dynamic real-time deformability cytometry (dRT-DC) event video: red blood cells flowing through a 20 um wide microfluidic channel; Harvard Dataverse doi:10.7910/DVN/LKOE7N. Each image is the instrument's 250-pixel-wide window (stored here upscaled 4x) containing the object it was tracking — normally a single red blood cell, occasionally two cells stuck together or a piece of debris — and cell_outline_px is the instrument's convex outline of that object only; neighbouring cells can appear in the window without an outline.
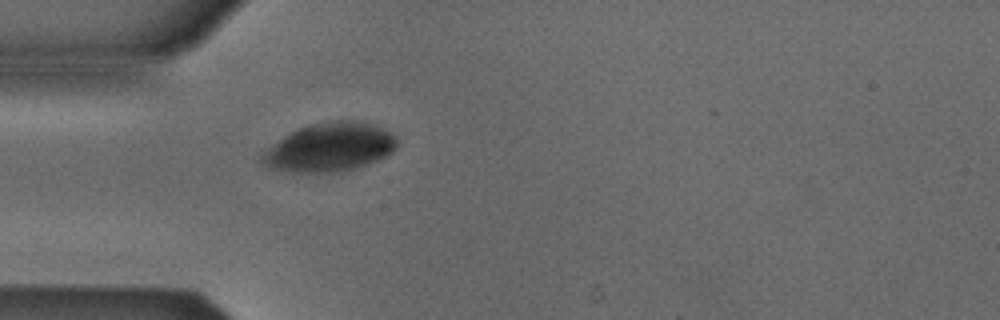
{"species": "Egyptian fruit bat (a non-hibernating species)", "species_latin": "Rousettus aegyptiacus", "temperature_condition": "cold", "stored_images_in_passage": 38, "camera_frame_rate_fps": 3000, "um_per_image_px": 0.085, "animal": {"sex": "male"}, "frame": {"image": 1, "passage_image": 1, "time_ms": 0.0, "image_size_px": [1000, 320], "cell_outline_px": [[396, 144], [392, 152], [368, 164], [356, 168], [340, 172], [288, 172], [268, 168], [260, 160], [260, 156], [276, 140], [300, 128], [312, 124], [332, 120], [352, 120], [368, 124], [380, 128], [388, 132], [396, 140]], "centroid_in_image_um": [27.96, 12.54], "position_along_channel_um": 57.0, "area_um2": 37.74}}
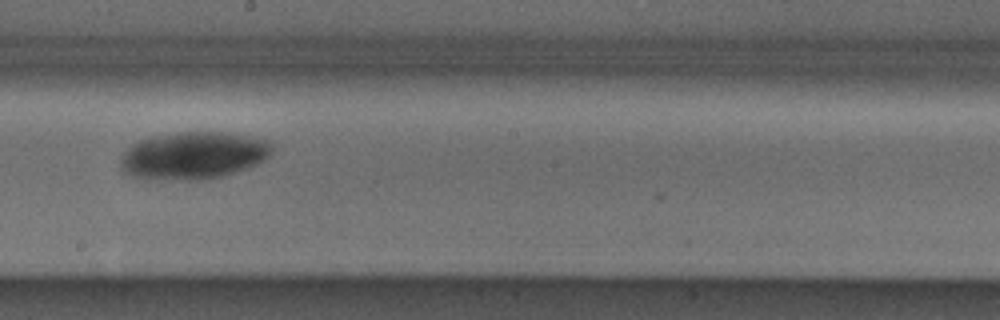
{"frame": {"image": 2, "passage_image": 15, "time_ms": 4.667, "image_size_px": [1000, 320], "cell_outline_px": [[272, 152], [264, 160], [248, 168], [224, 176], [208, 180], [144, 180], [120, 172], [120, 156], [132, 144], [140, 140], [152, 136], [180, 132], [228, 132], [272, 140]], "centroid_in_image_um": [16.42, 13.24], "position_along_channel_um": 231.8, "area_um2": 42.83}}
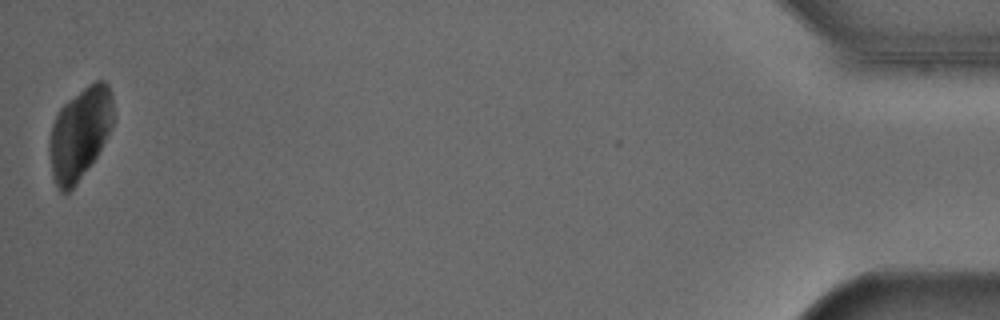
{"frame": {"image": 3, "passage_image": 38, "time_ms": 12.333, "image_size_px": [1000, 320], "cell_outline_px": [[112, 128], [96, 156], [76, 184], [68, 192], [60, 192], [52, 176], [48, 152], [48, 140], [52, 124], [60, 108], [68, 100], [88, 84], [96, 80], [104, 80], [108, 84], [112, 92]], "centroid_in_image_um": [6.76, 11.33], "position_along_channel_um": 428.4, "area_um2": 34.22}}